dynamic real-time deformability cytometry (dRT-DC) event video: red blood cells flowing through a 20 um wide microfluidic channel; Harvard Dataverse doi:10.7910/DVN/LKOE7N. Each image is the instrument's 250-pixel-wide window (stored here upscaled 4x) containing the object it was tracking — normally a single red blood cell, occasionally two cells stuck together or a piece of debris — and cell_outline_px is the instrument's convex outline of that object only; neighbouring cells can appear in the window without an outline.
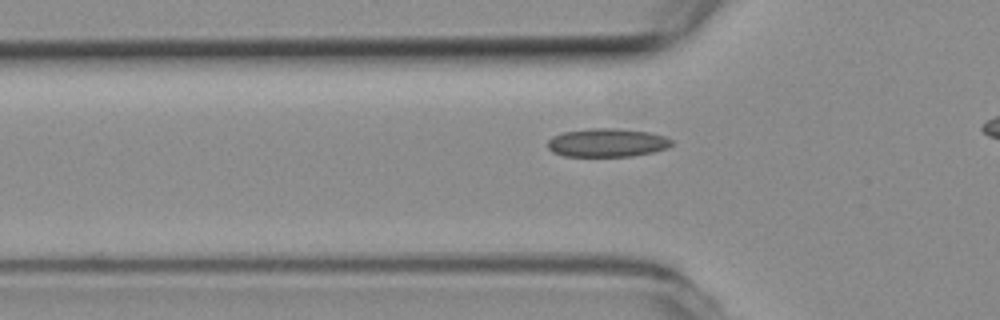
{"species": "common noctule bat (a hibernating species)", "species_latin": "Nyctalus noctula", "temperature_condition": "room temperature", "stored_images_in_passage": 21, "camera_frame_rate_fps": 3000, "um_per_image_px": 0.085, "animal": {"sex": "female", "body_mass_g": 19.3, "forearm_length_mm": 54.1}, "frame": {"image": 1, "passage_image": 2, "time_ms": 0.333, "image_size_px": [1000, 320], "cell_outline_px": [[672, 144], [668, 148], [652, 152], [632, 156], [564, 156], [552, 152], [548, 148], [548, 140], [552, 136], [564, 132], [592, 128], [616, 128], [648, 132], [664, 136], [672, 140]], "centroid_in_image_um": [51.59, 12.13], "position_along_channel_um": 74.2, "area_um2": 20.52}}
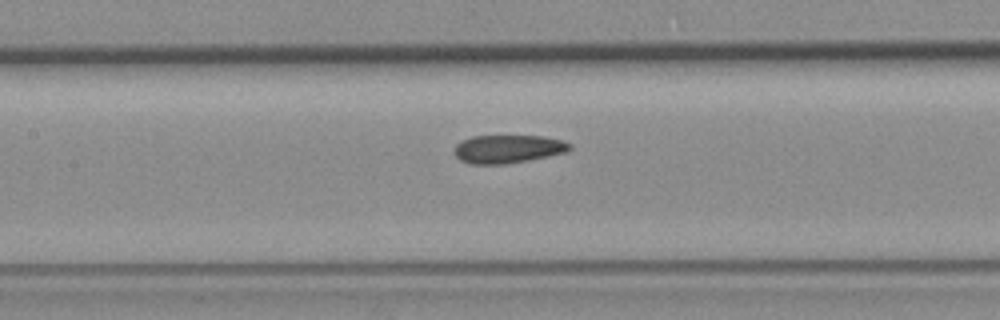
{"frame": {"image": 2, "passage_image": 9, "time_ms": 2.667, "image_size_px": [1000, 320], "cell_outline_px": [[572, 148], [564, 152], [528, 160], [504, 164], [468, 164], [460, 160], [456, 156], [456, 144], [460, 140], [472, 136], [540, 136], [560, 140], [572, 144]], "centroid_in_image_um": [43.13, 12.66], "position_along_channel_um": 164.3, "area_um2": 18.79}}
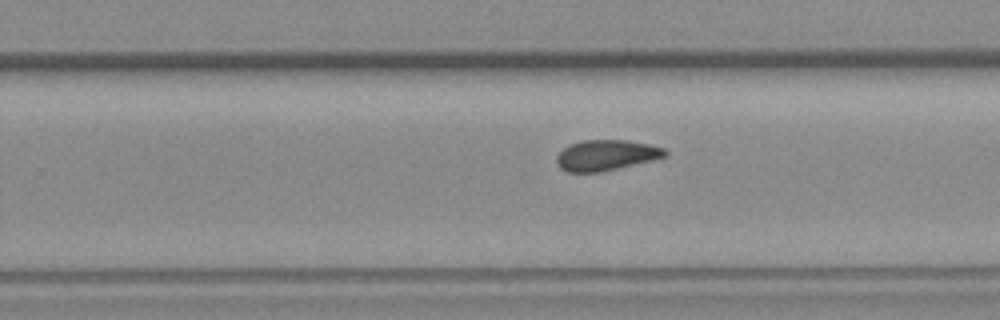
{"frame": {"image": 3, "passage_image": 18, "time_ms": 5.667, "image_size_px": [1000, 320], "cell_outline_px": [[668, 152], [664, 156], [652, 160], [600, 172], [568, 172], [560, 168], [556, 160], [556, 156], [568, 144], [580, 140], [628, 140], [648, 144], [664, 148]], "centroid_in_image_um": [51.49, 13.18], "position_along_channel_um": 278.3, "area_um2": 19.25}}